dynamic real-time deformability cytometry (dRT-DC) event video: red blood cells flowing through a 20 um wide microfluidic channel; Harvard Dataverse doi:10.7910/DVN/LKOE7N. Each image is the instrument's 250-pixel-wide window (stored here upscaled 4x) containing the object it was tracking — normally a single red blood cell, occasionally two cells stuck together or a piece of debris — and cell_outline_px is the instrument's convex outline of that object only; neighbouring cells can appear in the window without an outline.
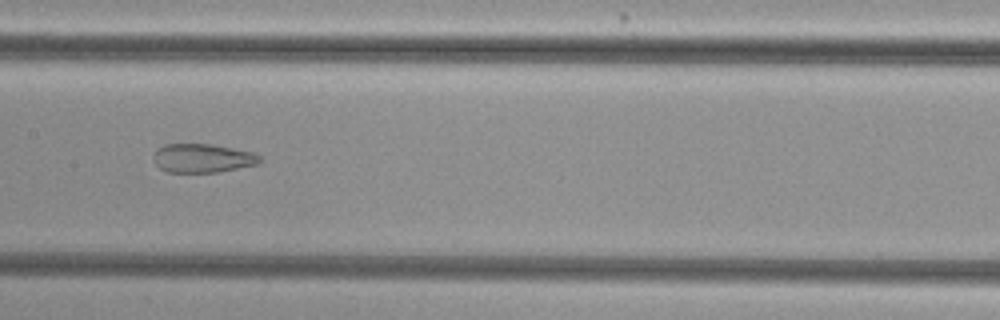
{"species": "common noctule bat (a hibernating species)", "species_latin": "Nyctalus noctula", "temperature_condition": "cold", "stored_images_in_passage": 51, "camera_frame_rate_fps": 3000, "um_per_image_px": 0.085, "animal": {"sex": "female", "body_mass_g": 29.2, "forearm_length_mm": 56.3}, "frame": {"image": 1, "passage_image": 25, "time_ms": 8.0, "image_size_px": [1000, 320], "cell_outline_px": [[264, 160], [260, 164], [216, 172], [168, 172], [160, 168], [152, 160], [152, 156], [164, 144], [212, 144], [252, 152], [260, 156]], "centroid_in_image_um": [17.24, 13.45], "position_along_channel_um": 190.2, "area_um2": 17.86}}
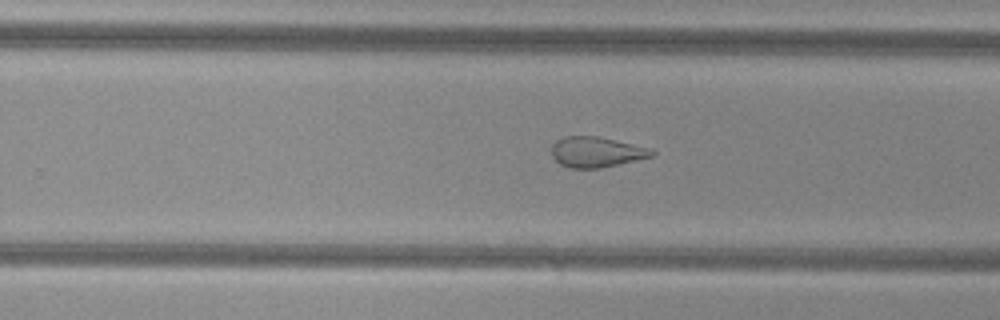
{"frame": {"image": 2, "passage_image": 32, "time_ms": 10.333, "image_size_px": [1000, 320], "cell_outline_px": [[656, 152], [652, 156], [600, 168], [572, 168], [560, 164], [552, 156], [552, 144], [556, 140], [564, 136], [596, 136], [652, 148]], "centroid_in_image_um": [50.68, 12.91], "position_along_channel_um": 279.1, "area_um2": 17.63}}
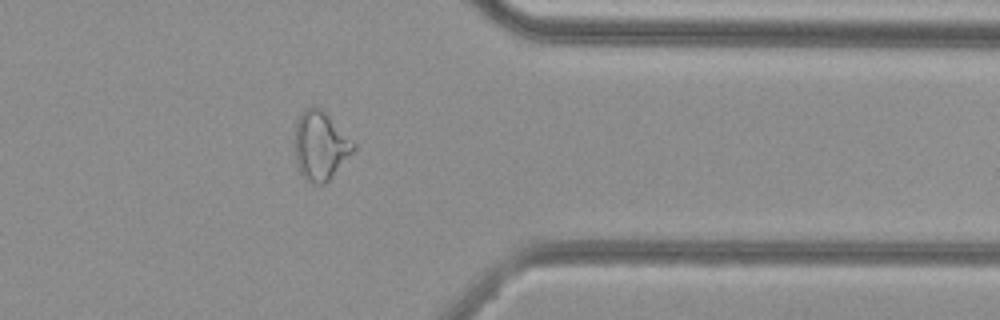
{"frame": {"image": 3, "passage_image": 41, "time_ms": 13.333, "image_size_px": [1000, 320], "cell_outline_px": [[356, 148], [332, 176], [324, 184], [312, 184], [300, 172], [296, 160], [296, 120], [304, 108], [312, 104], [320, 108], [356, 144]], "centroid_in_image_um": [27.23, 12.36], "position_along_channel_um": 384.2, "area_um2": 23.06}, "authors_computed_cell_mechanics": {"area_um2": 23.8714, "velocity_mm_per_s": 3.8212, "shape_relaxation_time_tau1_ms": null, "shape_relaxation_time_tau2_ms": 2.039, "deformation_change_tau1": null, "deformation_change_tau2": 0.1075}}